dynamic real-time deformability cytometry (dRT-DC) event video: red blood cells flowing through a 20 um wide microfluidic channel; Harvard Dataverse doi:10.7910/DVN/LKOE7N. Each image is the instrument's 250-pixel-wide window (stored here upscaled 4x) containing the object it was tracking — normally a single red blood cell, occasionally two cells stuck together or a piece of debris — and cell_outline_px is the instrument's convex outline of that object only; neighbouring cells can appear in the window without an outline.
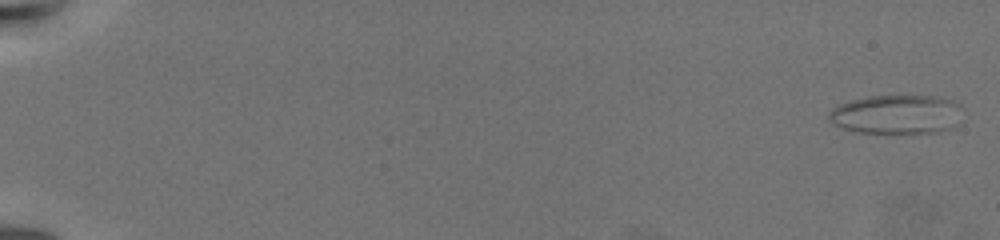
{"species": "common noctule bat (a hibernating species)", "species_latin": "Nyctalus noctula", "temperature_condition": "warm", "stored_images_in_passage": 11, "camera_frame_rate_fps": 3000, "um_per_image_px": 0.085, "animal": {"sex": "female", "body_mass_g": 19.5, "forearm_length_mm": 54.1}, "frame": {"image": 1, "passage_image": 1, "time_ms": 0.0, "image_size_px": [1000, 240], "cell_outline_px": [[964, 108], [956, 124], [952, 128], [936, 132], [888, 136], [856, 132], [832, 124], [828, 120], [828, 112], [832, 108], [840, 104], [852, 100], [868, 96], [936, 96], [956, 100]], "centroid_in_image_um": [76.23, 9.76], "position_along_channel_um": 8.8, "area_um2": 31.73}}
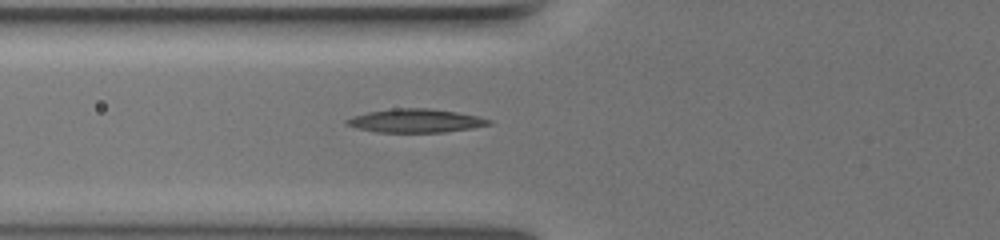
{"frame": {"image": 2, "passage_image": 11, "time_ms": 9.0, "image_size_px": [1000, 240], "cell_outline_px": [[492, 124], [472, 128], [444, 132], [376, 132], [356, 128], [344, 124], [344, 120], [352, 116], [368, 112], [392, 108], [428, 108], [456, 112], [480, 116], [492, 120]], "centroid_in_image_um": [35.31, 10.26], "position_along_channel_um": 90.5, "area_um2": 19.65}}